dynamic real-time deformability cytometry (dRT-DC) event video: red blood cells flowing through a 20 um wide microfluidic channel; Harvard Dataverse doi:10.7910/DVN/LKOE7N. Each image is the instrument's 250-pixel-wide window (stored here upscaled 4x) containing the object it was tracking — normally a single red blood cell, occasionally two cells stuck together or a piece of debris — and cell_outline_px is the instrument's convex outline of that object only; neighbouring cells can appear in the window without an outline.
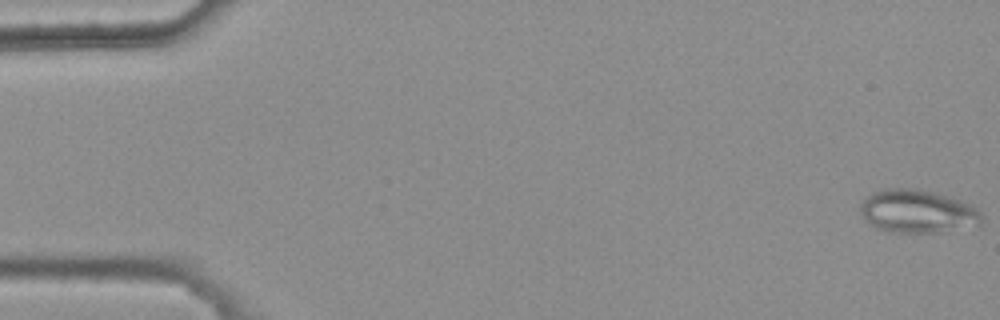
{"species": "common noctule bat (a hibernating species)", "species_latin": "Nyctalus noctula", "temperature_condition": "warm", "stored_images_in_passage": 6, "camera_frame_rate_fps": 3000, "um_per_image_px": 0.085, "animal": {"sex": "female", "body_mass_g": 25.1}, "frame": {"image": 1, "passage_image": 1, "time_ms": 0.0, "image_size_px": [1000, 320], "cell_outline_px": [[980, 224], [944, 232], [884, 232], [868, 224], [864, 220], [860, 212], [860, 204], [872, 192], [884, 188], [916, 188], [932, 192], [960, 200], [972, 204], [980, 212]], "centroid_in_image_um": [77.93, 17.97], "position_along_channel_um": 7.1, "area_um2": 30.63}}